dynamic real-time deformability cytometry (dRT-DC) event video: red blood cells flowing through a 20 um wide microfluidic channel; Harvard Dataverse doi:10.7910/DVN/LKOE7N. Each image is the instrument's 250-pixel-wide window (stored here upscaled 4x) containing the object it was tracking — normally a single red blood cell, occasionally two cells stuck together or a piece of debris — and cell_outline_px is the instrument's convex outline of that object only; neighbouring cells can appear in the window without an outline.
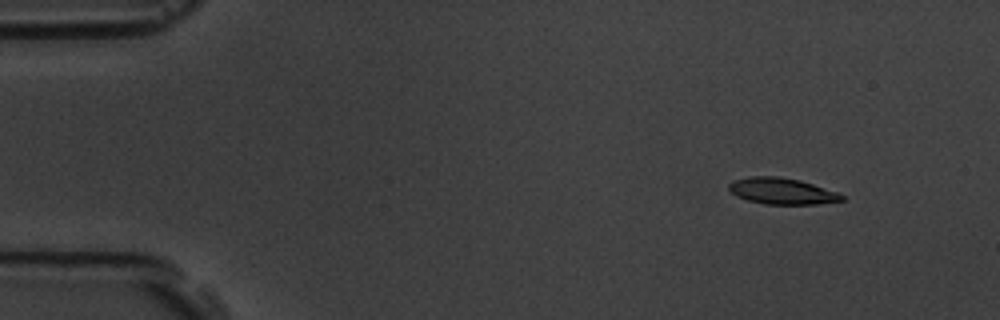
{"species": "common noctule bat (a hibernating species)", "species_latin": "Nyctalus noctula", "temperature_condition": "room temperature", "stored_images_in_passage": 5, "camera_frame_rate_fps": 3000, "um_per_image_px": 0.085, "animal": {"sex": "male", "body_mass_g": 19.5, "forearm_length_mm": 54.6}, "frame": {"image": 1, "passage_image": 2, "time_ms": 1.333, "image_size_px": [1000, 320], "cell_outline_px": [[844, 200], [816, 204], [764, 204], [748, 200], [736, 196], [728, 188], [728, 184], [732, 180], [748, 176], [780, 176], [800, 180], [840, 192], [844, 196]], "centroid_in_image_um": [66.46, 16.23], "position_along_channel_um": 18.5, "area_um2": 17.51}}
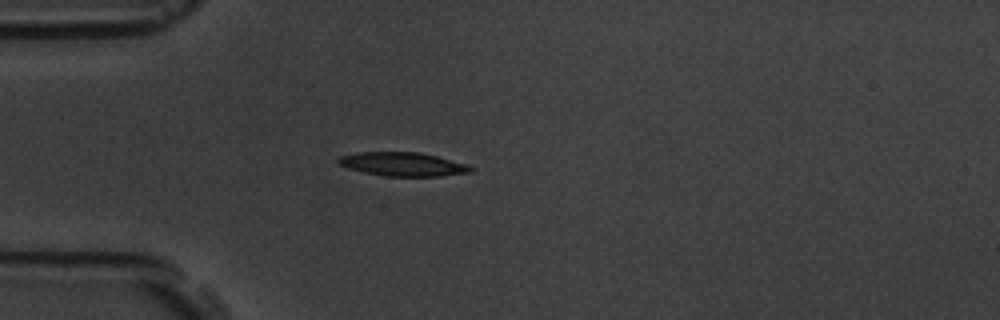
{"frame": {"image": 2, "passage_image": 5, "time_ms": 4.667, "image_size_px": [1000, 320], "cell_outline_px": [[476, 168], [472, 172], [440, 176], [384, 176], [364, 172], [348, 168], [340, 164], [336, 160], [340, 156], [356, 152], [416, 152], [436, 156], [468, 164]], "centroid_in_image_um": [34.26, 13.96], "position_along_channel_um": 50.7, "area_um2": 18.32}}